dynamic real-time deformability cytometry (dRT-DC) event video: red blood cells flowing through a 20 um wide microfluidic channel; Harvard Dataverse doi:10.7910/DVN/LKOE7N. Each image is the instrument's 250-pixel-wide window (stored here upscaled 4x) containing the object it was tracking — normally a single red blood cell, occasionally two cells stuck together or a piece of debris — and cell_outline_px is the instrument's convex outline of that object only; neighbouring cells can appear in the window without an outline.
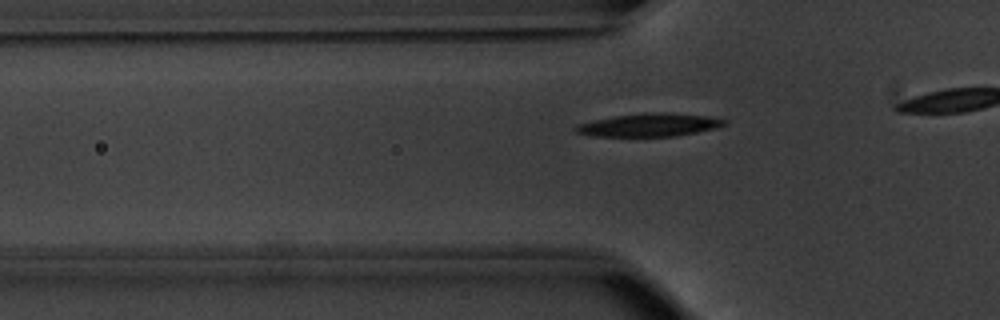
{"species": "common noctule bat (a hibernating species)", "species_latin": "Nyctalus noctula", "temperature_condition": "warm", "stored_images_in_passage": 20, "camera_frame_rate_fps": 3000, "um_per_image_px": 0.085, "animal": {"sex": "male", "body_mass_g": 20.1, "forearm_length_mm": 53.5}, "frame": {"image": 1, "passage_image": 14, "time_ms": 4.333, "image_size_px": [1000, 320], "cell_outline_px": [[728, 124], [716, 128], [676, 136], [588, 136], [576, 132], [572, 128], [576, 124], [592, 120], [616, 116], [644, 112], [668, 112], [708, 116], [728, 120]], "centroid_in_image_um": [55.18, 10.61], "position_along_channel_um": 70.6, "area_um2": 20.23}}